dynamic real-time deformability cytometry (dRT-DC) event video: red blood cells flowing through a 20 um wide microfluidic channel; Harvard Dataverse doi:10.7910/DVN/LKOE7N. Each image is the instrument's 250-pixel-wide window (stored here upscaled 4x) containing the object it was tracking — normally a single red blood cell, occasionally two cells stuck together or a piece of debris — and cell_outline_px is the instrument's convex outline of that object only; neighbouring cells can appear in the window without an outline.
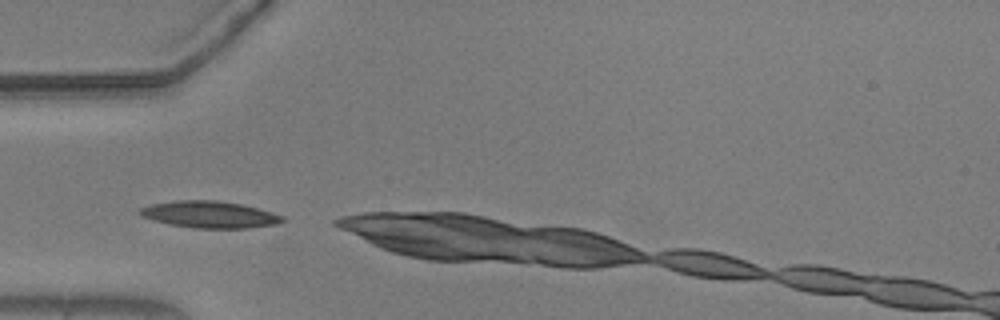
{"species": "common noctule bat (a hibernating species)", "species_latin": "Nyctalus noctula", "temperature_condition": "warm", "stored_images_in_passage": 4, "camera_frame_rate_fps": 3000, "um_per_image_px": 0.085, "animal": {"sex": "male", "body_mass_g": 20.5, "forearm_length_mm": 52.5}, "frame": {"image": 1, "passage_image": 1, "time_ms": 0.0, "image_size_px": [1000, 320], "cell_outline_px": [[284, 220], [276, 224], [248, 228], [196, 228], [172, 224], [152, 220], [140, 216], [136, 212], [136, 208], [148, 204], [176, 200], [216, 200], [240, 204], [256, 208], [284, 216]], "centroid_in_image_um": [17.71, 18.22], "position_along_channel_um": 67.3, "area_um2": 22.31}}